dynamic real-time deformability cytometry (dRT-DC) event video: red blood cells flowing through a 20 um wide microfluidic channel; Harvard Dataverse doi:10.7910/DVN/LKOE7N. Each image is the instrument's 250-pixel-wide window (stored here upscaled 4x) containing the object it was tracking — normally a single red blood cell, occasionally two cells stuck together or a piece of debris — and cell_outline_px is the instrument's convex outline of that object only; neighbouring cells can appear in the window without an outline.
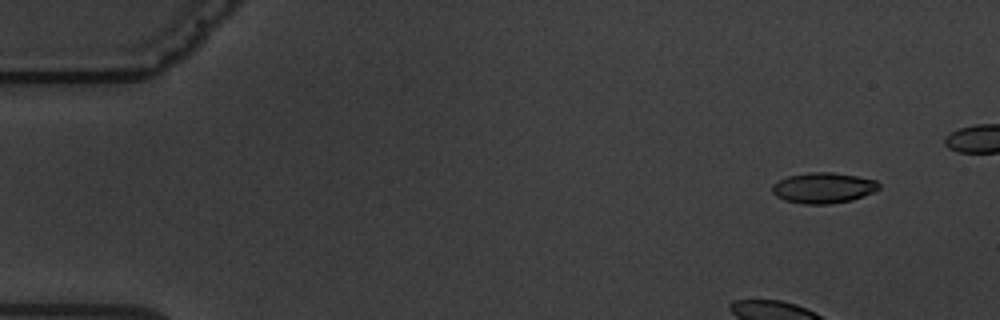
{"species": "common noctule bat (a hibernating species)", "species_latin": "Nyctalus noctula", "temperature_condition": "warm", "stored_images_in_passage": 6, "camera_frame_rate_fps": 3000, "um_per_image_px": 0.085, "animal": {"sex": "male", "body_mass_g": 19.5, "forearm_length_mm": 54.6}, "frame": {"image": 1, "passage_image": 2, "time_ms": 1.333, "image_size_px": [1000, 320], "cell_outline_px": [[880, 188], [872, 192], [852, 200], [832, 204], [804, 204], [784, 200], [776, 196], [772, 192], [772, 184], [788, 176], [808, 172], [832, 172], [856, 176], [876, 180], [880, 184]], "centroid_in_image_um": [69.97, 15.97], "position_along_channel_um": 15.0, "area_um2": 19.07}}